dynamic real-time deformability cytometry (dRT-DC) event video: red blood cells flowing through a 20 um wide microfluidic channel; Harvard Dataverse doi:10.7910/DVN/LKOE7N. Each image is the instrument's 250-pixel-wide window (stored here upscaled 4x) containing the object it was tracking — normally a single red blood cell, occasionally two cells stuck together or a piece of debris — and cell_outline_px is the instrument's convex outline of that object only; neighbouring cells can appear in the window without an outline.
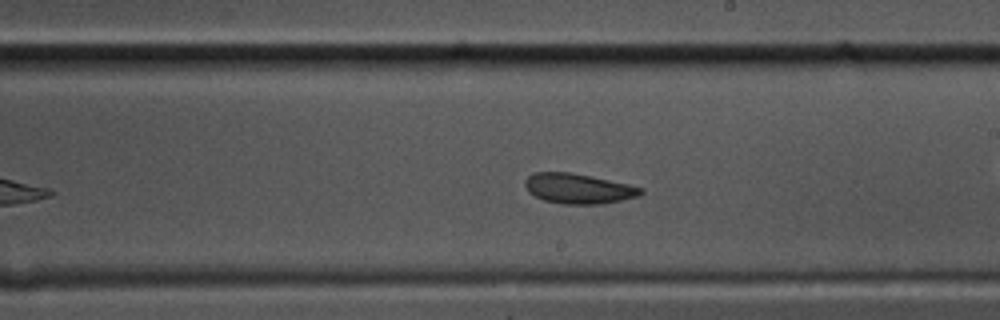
{"species": "common noctule bat (a hibernating species)", "species_latin": "Nyctalus noctula", "temperature_condition": "cold", "stored_images_in_passage": 45, "camera_frame_rate_fps": 3000, "um_per_image_px": 0.085, "animal": {"sex": "male", "body_mass_g": 17.5, "forearm_length_mm": 52.3}, "frame": {"image": 1, "passage_image": 26, "time_ms": 8.333, "image_size_px": [1000, 320], "cell_outline_px": [[644, 192], [640, 196], [600, 204], [560, 204], [544, 200], [528, 192], [524, 184], [524, 180], [532, 172], [572, 172], [592, 176], [628, 184], [644, 188]], "centroid_in_image_um": [49.15, 16.02], "position_along_channel_um": 239.8, "area_um2": 20.46}, "authors_computed_cell_mechanics": {"area_um2": 20.7502, "velocity_mm_per_s": 3.4395, "shape_relaxation_time_tau1_ms": 4.8209, "shape_relaxation_time_tau2_ms": 2.4779, "deformation_change_tau1": 0.1412, "deformation_change_tau2": 0.0729}}